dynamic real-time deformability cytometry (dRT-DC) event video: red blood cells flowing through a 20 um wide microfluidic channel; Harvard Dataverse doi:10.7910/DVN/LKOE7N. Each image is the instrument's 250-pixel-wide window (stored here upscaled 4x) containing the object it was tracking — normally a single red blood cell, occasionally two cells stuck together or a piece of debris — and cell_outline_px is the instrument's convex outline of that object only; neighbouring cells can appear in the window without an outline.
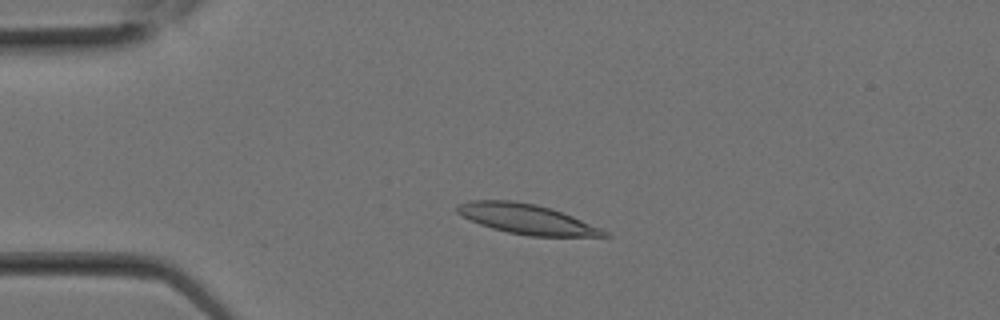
{"species": "Egyptian fruit bat (a non-hibernating species)", "species_latin": "Rousettus aegyptiacus", "temperature_condition": "room temperature", "stored_images_in_passage": 7, "camera_frame_rate_fps": 3000, "um_per_image_px": 0.085, "animal": {"sex": "female"}, "frame": {"image": 1, "passage_image": 2, "time_ms": 0.333, "image_size_px": [1000, 320], "cell_outline_px": [[612, 236], [528, 236], [508, 232], [492, 228], [480, 224], [456, 212], [456, 204], [472, 200], [512, 200], [536, 204], [552, 208], [572, 216], [600, 228], [608, 232]], "centroid_in_image_um": [44.75, 18.61], "position_along_channel_um": 40.2, "area_um2": 25.43}}
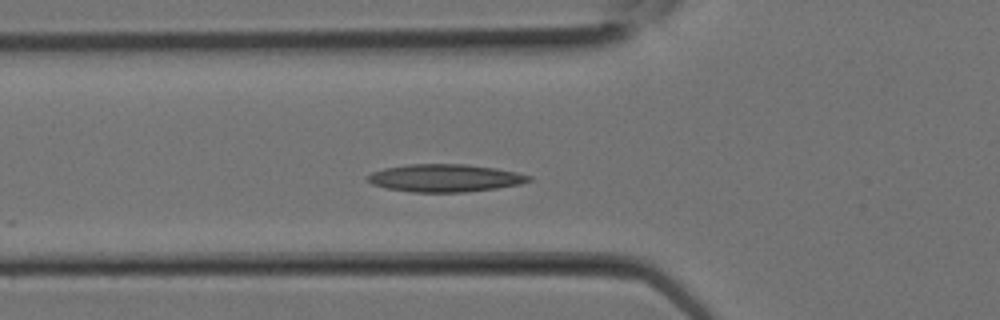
{"frame": {"image": 2, "passage_image": 5, "time_ms": 1.333, "image_size_px": [1000, 320], "cell_outline_px": [[532, 180], [520, 184], [496, 188], [464, 192], [412, 192], [384, 188], [372, 184], [368, 180], [368, 176], [372, 172], [384, 168], [408, 164], [464, 164], [496, 168], [516, 172], [532, 176]], "centroid_in_image_um": [37.82, 15.13], "position_along_channel_um": 88.0, "area_um2": 25.95}}
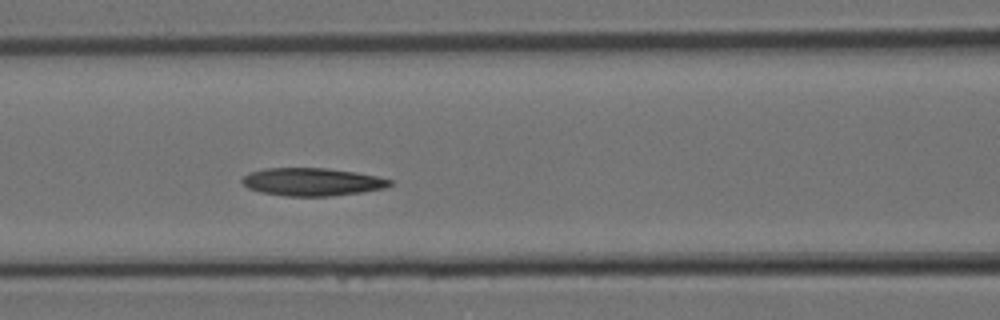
{"frame": {"image": 3, "passage_image": 7, "time_ms": 2.0, "image_size_px": [1000, 320], "cell_outline_px": [[392, 184], [384, 188], [360, 192], [332, 196], [288, 196], [260, 192], [248, 188], [240, 180], [248, 172], [264, 168], [328, 168], [356, 172], [376, 176], [392, 180]], "centroid_in_image_um": [26.5, 15.45], "position_along_channel_um": 140.1, "area_um2": 23.99}}